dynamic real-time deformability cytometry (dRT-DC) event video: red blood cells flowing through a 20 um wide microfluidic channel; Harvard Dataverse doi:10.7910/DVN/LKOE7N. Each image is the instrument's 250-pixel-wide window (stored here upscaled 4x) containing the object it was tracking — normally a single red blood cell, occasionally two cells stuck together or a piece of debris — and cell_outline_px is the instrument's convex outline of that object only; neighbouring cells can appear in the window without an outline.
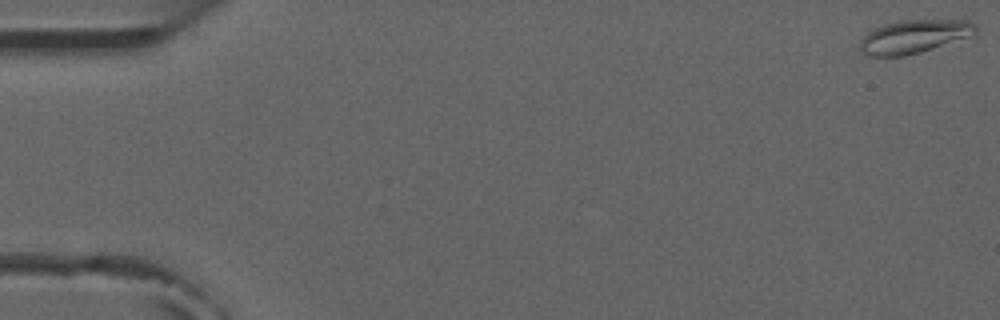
{"species": "common noctule bat (a hibernating species)", "species_latin": "Nyctalus noctula", "temperature_condition": "room temperature", "stored_images_in_passage": 5, "camera_frame_rate_fps": 3000, "um_per_image_px": 0.085, "animal": {"sex": "male", "forearm_length_mm": 52.5}, "frame": {"image": 1, "passage_image": 1, "time_ms": 0.0, "image_size_px": [1000, 320], "cell_outline_px": [[980, 28], [976, 32], [968, 36], [920, 52], [904, 56], [868, 56], [860, 48], [860, 40], [868, 32], [884, 24], [900, 20], [968, 20], [976, 24]], "centroid_in_image_um": [77.69, 3.09], "position_along_channel_um": 7.3, "area_um2": 22.2}}